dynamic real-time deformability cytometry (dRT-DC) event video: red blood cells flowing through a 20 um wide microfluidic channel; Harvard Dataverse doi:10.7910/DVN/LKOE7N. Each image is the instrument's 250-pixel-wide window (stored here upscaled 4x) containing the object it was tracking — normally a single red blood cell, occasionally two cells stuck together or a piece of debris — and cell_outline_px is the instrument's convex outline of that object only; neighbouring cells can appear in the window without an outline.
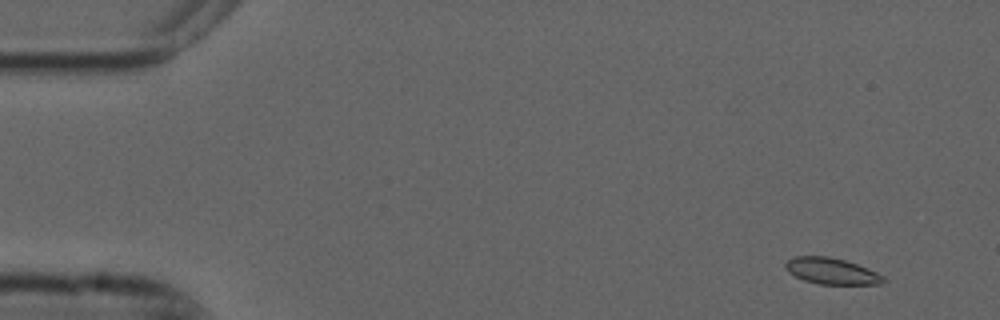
{"species": "common noctule bat (a hibernating species)", "species_latin": "Nyctalus noctula", "temperature_condition": "cold", "stored_images_in_passage": 5, "camera_frame_rate_fps": 3000, "um_per_image_px": 0.085, "animal": {"sex": "male", "forearm_length_mm": 52.5}, "frame": {"image": 1, "passage_image": 1, "time_ms": 0.0, "image_size_px": [1000, 320], "cell_outline_px": [[888, 280], [880, 284], [820, 284], [804, 280], [788, 272], [784, 268], [784, 264], [792, 256], [828, 256], [844, 260], [868, 268], [884, 276]], "centroid_in_image_um": [70.68, 23.04], "position_along_channel_um": 14.3, "area_um2": 15.03}}
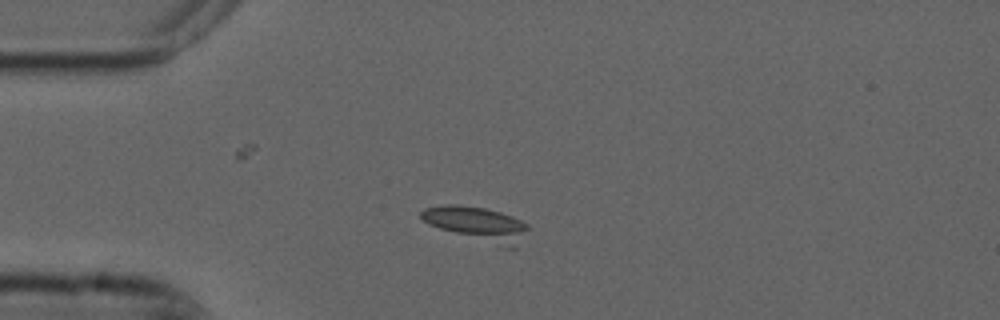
{"frame": {"image": 2, "passage_image": 4, "time_ms": 1.0, "image_size_px": [1000, 320], "cell_outline_px": [[528, 228], [516, 248], [496, 248], [428, 224], [420, 216], [420, 212], [424, 208], [444, 204], [456, 204], [484, 208], [500, 212], [512, 216], [528, 224]], "centroid_in_image_um": [40.56, 19.06], "position_along_channel_um": 44.4, "area_um2": 21.68}}
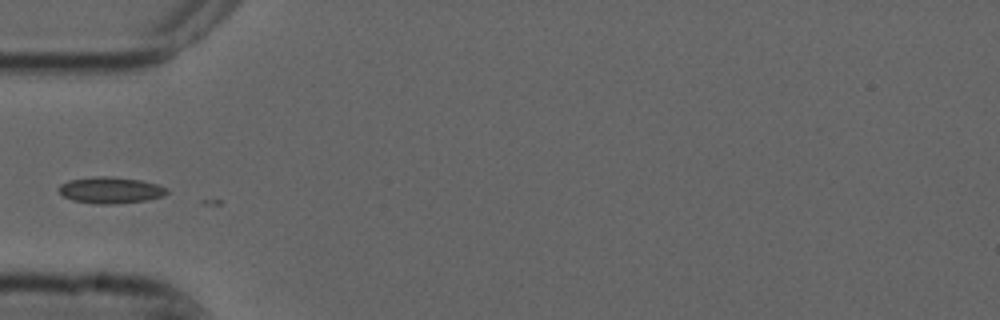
{"frame": {"image": 3, "passage_image": 5, "time_ms": 1.333, "image_size_px": [1000, 320], "cell_outline_px": [[168, 192], [164, 196], [148, 200], [112, 204], [96, 204], [72, 200], [64, 196], [60, 192], [60, 184], [68, 180], [96, 176], [108, 176], [144, 180], [168, 188]], "centroid_in_image_um": [9.43, 16.16], "position_along_channel_um": 75.6, "area_um2": 16.7}}